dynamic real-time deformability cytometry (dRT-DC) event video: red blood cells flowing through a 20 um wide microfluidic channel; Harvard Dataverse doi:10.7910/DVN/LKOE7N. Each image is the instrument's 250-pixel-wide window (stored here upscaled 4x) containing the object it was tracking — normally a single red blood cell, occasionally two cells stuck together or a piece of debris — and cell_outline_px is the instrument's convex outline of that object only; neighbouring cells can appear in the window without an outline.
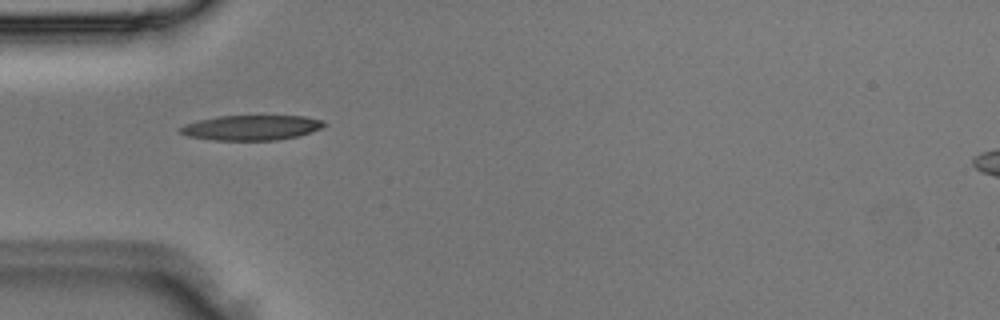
{"species": "Egyptian fruit bat (a non-hibernating species)", "species_latin": "Rousettus aegyptiacus", "temperature_condition": "room temperature", "stored_images_in_passage": 2, "camera_frame_rate_fps": 3000, "um_per_image_px": 0.085, "animal": {"sex": "male"}, "frame": {"image": 1, "passage_image": 2, "time_ms": 0.333, "image_size_px": [1000, 320], "cell_outline_px": [[328, 124], [324, 128], [300, 136], [276, 140], [212, 140], [188, 136], [180, 132], [176, 128], [184, 124], [216, 116], [304, 116], [324, 120]], "centroid_in_image_um": [21.41, 10.85], "position_along_channel_um": 63.6, "area_um2": 21.27}}